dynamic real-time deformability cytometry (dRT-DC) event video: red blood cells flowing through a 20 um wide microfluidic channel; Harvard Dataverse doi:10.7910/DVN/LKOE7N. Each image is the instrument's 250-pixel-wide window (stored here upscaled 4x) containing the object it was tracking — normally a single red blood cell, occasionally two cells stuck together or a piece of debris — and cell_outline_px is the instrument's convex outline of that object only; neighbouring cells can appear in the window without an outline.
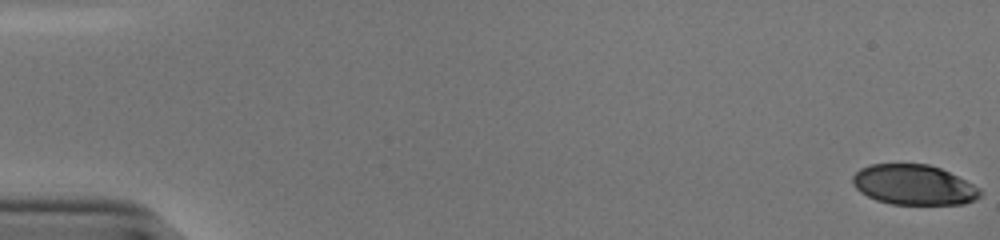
{"species": "human", "species_latin": "Homo sapiens", "temperature_condition": "cold", "stored_images_in_passage": 54, "camera_frame_rate_fps": 3000, "um_per_image_px": 0.085, "donor": {"sex": "male"}, "frame": {"image": 1, "passage_image": 1, "time_ms": 0.0, "image_size_px": [1000, 240], "cell_outline_px": [[980, 196], [976, 200], [964, 204], [892, 204], [876, 200], [860, 192], [852, 184], [852, 176], [860, 168], [868, 164], [928, 164], [940, 168], [980, 188]], "centroid_in_image_um": [77.64, 15.71], "position_along_channel_um": 7.4, "area_um2": 29.77}}
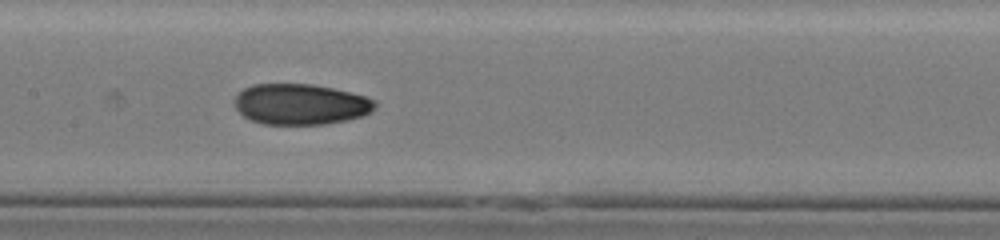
{"frame": {"image": 2, "passage_image": 28, "time_ms": 9.0, "image_size_px": [1000, 240], "cell_outline_px": [[376, 108], [372, 112], [364, 116], [348, 120], [324, 124], [264, 124], [248, 120], [236, 108], [236, 96], [244, 88], [252, 84], [312, 84], [332, 88], [364, 96], [376, 100]], "centroid_in_image_um": [25.58, 8.87], "position_along_channel_um": 181.8, "area_um2": 33.41}}
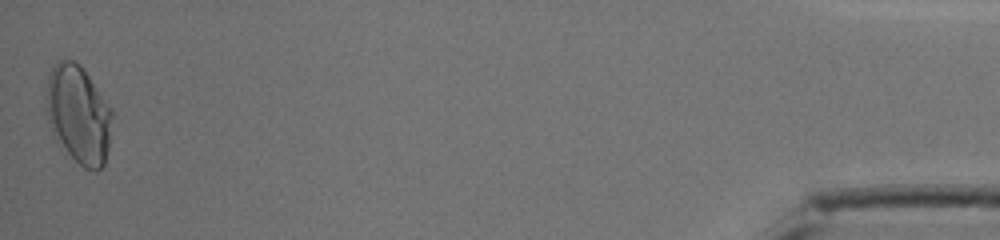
{"frame": {"image": 3, "passage_image": 54, "time_ms": 17.667, "image_size_px": [1000, 240], "cell_outline_px": [[112, 116], [108, 148], [104, 164], [96, 172], [84, 168], [68, 152], [52, 132], [48, 124], [44, 108], [44, 96], [48, 76], [52, 68], [60, 60], [76, 60], [80, 64], [112, 108]], "centroid_in_image_um": [6.64, 9.69], "position_along_channel_um": 428.6, "area_um2": 37.86}, "authors_computed_cell_mechanics": {"area_um2": 33.1194, "velocity_mm_per_s": 3.8604, "shape_relaxation_time_tau1_ms": null, "shape_relaxation_time_tau2_ms": 1.7175, "deformation_change_tau1": null, "deformation_change_tau2": 0.0532}}